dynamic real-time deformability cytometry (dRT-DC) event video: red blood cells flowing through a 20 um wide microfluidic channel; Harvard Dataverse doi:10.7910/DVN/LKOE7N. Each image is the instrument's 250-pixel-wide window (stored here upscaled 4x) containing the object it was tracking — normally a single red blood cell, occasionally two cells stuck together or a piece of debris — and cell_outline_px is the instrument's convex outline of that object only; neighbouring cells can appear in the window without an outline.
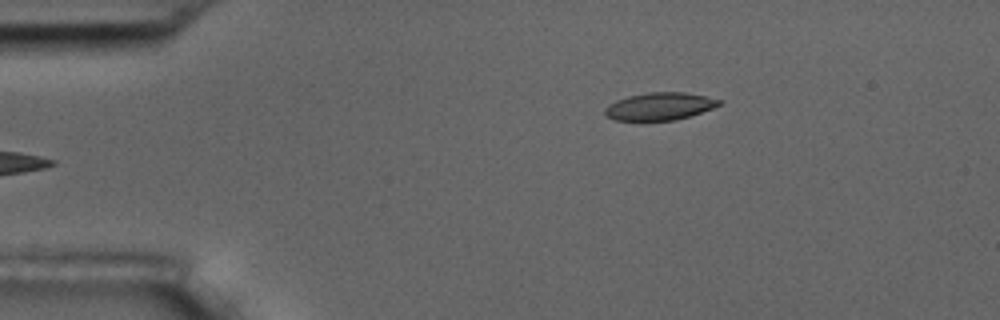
{"species": "common noctule bat (a hibernating species)", "species_latin": "Nyctalus noctula", "temperature_condition": "room temperature", "stored_images_in_passage": 5, "camera_frame_rate_fps": 3000, "um_per_image_px": 0.085, "animal": {"sex": "male", "body_mass_g": 17.5, "forearm_length_mm": 52.3}, "frame": {"image": 1, "passage_image": 5, "time_ms": 5.667, "image_size_px": [1000, 320], "cell_outline_px": [[724, 100], [720, 104], [712, 108], [676, 120], [616, 120], [604, 116], [604, 108], [608, 104], [616, 100], [628, 96], [648, 92], [684, 92]], "centroid_in_image_um": [56.03, 9.03], "position_along_channel_um": 29.0, "area_um2": 18.26}}